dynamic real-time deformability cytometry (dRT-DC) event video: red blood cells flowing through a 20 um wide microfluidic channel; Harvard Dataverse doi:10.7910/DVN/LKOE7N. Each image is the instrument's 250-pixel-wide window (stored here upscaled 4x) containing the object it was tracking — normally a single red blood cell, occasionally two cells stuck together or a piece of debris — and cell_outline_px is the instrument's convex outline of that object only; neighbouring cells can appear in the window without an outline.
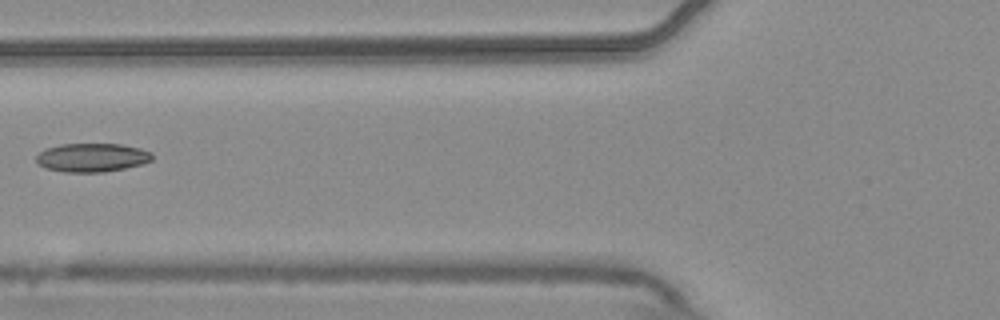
{"species": "common noctule bat (a hibernating species)", "species_latin": "Nyctalus noctula", "temperature_condition": "warm", "stored_images_in_passage": 7, "camera_frame_rate_fps": 3000, "um_per_image_px": 0.085, "animal": {"sex": "male", "body_mass_g": 20.4}, "frame": {"image": 1, "passage_image": 6, "time_ms": 1.667, "image_size_px": [1000, 320], "cell_outline_px": [[152, 160], [144, 164], [104, 172], [64, 172], [48, 168], [40, 164], [36, 160], [36, 156], [40, 152], [48, 148], [60, 144], [120, 144], [140, 148], [152, 152]], "centroid_in_image_um": [7.86, 13.39], "position_along_channel_um": 117.9, "area_um2": 19.25}}
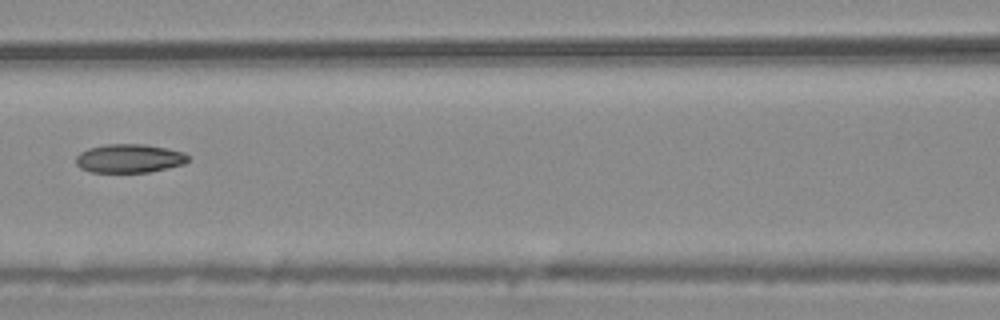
{"frame": {"image": 2, "passage_image": 7, "time_ms": 2.0, "image_size_px": [1000, 320], "cell_outline_px": [[188, 160], [184, 164], [168, 168], [148, 172], [92, 172], [80, 168], [76, 164], [76, 156], [80, 152], [88, 148], [108, 144], [144, 144], [184, 152], [188, 156]], "centroid_in_image_um": [10.97, 13.47], "position_along_channel_um": 155.6, "area_um2": 18.67}}